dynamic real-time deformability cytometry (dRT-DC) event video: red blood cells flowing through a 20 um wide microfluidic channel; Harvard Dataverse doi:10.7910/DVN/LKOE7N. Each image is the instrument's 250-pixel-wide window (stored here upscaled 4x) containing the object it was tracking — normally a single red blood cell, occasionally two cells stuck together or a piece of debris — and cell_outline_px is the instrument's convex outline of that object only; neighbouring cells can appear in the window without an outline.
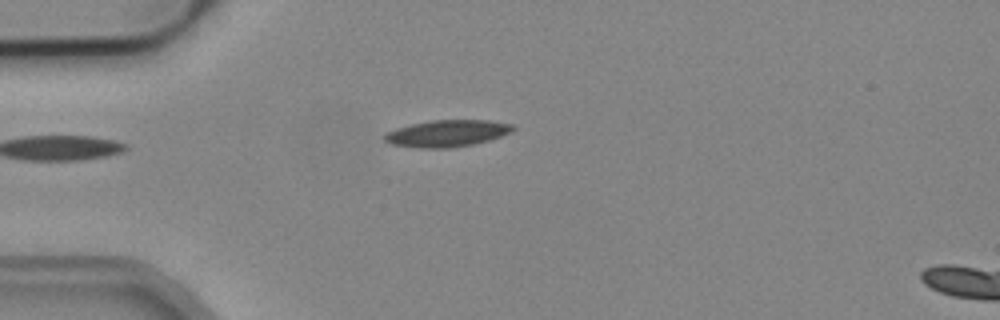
{"species": "common noctule bat (a hibernating species)", "species_latin": "Nyctalus noctula", "temperature_condition": "cold", "stored_images_in_passage": 3, "camera_frame_rate_fps": 3000, "um_per_image_px": 0.085, "animal": {"sex": "male", "body_mass_g": 19.2, "forearm_length_mm": 51.8}, "frame": {"image": 1, "passage_image": 3, "time_ms": 0.667, "image_size_px": [1000, 320], "cell_outline_px": [[516, 128], [512, 132], [488, 140], [472, 144], [448, 148], [420, 148], [392, 144], [384, 140], [384, 132], [396, 128], [412, 124], [432, 120], [488, 120], [512, 124]], "centroid_in_image_um": [37.99, 11.33], "position_along_channel_um": 47.0, "area_um2": 19.94}}